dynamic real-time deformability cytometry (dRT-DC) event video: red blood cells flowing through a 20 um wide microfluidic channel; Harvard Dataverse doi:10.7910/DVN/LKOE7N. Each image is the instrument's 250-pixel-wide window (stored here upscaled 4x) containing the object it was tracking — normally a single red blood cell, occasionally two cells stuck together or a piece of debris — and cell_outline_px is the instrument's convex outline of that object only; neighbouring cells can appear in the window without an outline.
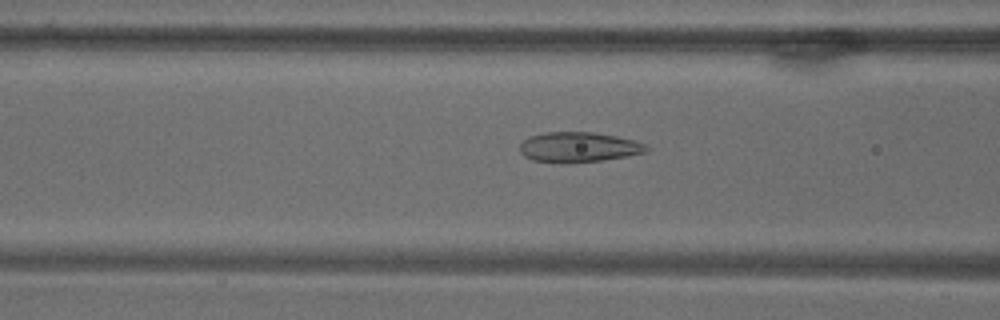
{"species": "common noctule bat (a hibernating species)", "species_latin": "Nyctalus noctula", "temperature_condition": "warm", "stored_images_in_passage": 71, "camera_frame_rate_fps": 3000, "um_per_image_px": 0.085, "animal": {"sex": "male", "body_mass_g": 18.8}, "frame": {"image": 1, "passage_image": 29, "time_ms": 9.333, "image_size_px": [1000, 320], "cell_outline_px": [[648, 152], [628, 156], [600, 160], [568, 164], [560, 164], [532, 160], [524, 156], [520, 152], [520, 144], [528, 136], [544, 132], [592, 132], [616, 136], [632, 140], [644, 144], [648, 148]], "centroid_in_image_um": [49.13, 12.52], "position_along_channel_um": 117.5, "area_um2": 22.43}}
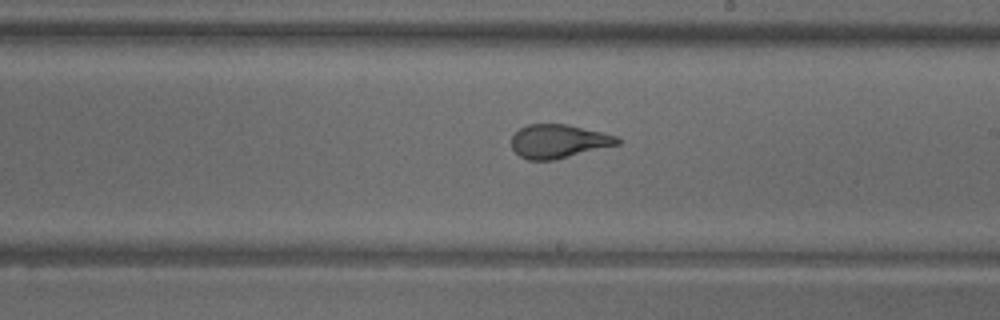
{"frame": {"image": 2, "passage_image": 42, "time_ms": 13.667, "image_size_px": [1000, 320], "cell_outline_px": [[620, 144], [552, 160], [528, 160], [520, 156], [512, 148], [512, 136], [520, 128], [528, 124], [568, 124], [604, 132], [616, 136], [620, 140]], "centroid_in_image_um": [47.48, 12.0], "position_along_channel_um": 241.5, "area_um2": 20.69}}
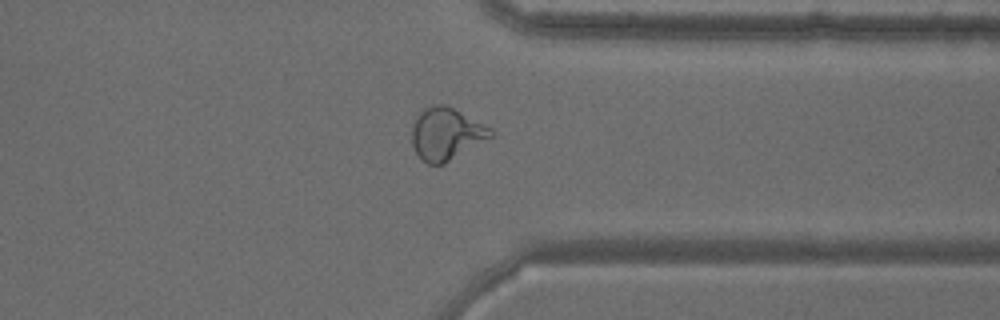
{"frame": {"image": 3, "passage_image": 56, "time_ms": 18.333, "image_size_px": [1000, 320], "cell_outline_px": [[496, 132], [492, 136], [444, 164], [428, 164], [420, 160], [412, 144], [412, 128], [416, 116], [424, 108], [432, 104], [444, 104], [492, 128]], "centroid_in_image_um": [37.9, 11.38], "position_along_channel_um": 373.5, "area_um2": 23.87}}